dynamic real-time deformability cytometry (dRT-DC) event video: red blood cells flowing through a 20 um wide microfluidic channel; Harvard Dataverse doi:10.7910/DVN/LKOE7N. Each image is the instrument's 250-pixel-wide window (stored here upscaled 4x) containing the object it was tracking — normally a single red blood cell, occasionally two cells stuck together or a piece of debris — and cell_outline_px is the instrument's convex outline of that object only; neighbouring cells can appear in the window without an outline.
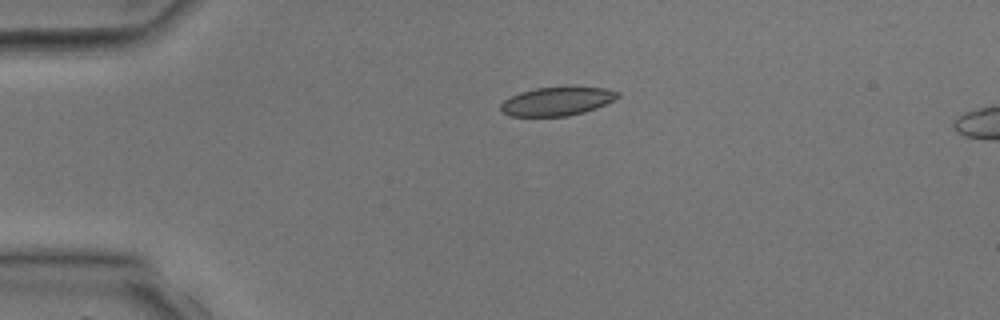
{"species": "common noctule bat (a hibernating species)", "species_latin": "Nyctalus noctula", "temperature_condition": "room temperature", "stored_images_in_passage": 4, "segment_of_instrument_passage": [2, 2], "camera_frame_rate_fps": 3000, "um_per_image_px": 0.085, "animal": {"sex": "male", "body_mass_g": 17.9, "forearm_length_mm": 54.2}, "frame": {"image": 1, "passage_image": 4, "time_ms": 4.333, "image_size_px": [1000, 320], "cell_outline_px": [[620, 96], [596, 108], [584, 112], [568, 116], [508, 116], [500, 108], [500, 104], [504, 100], [520, 92], [536, 88], [604, 88], [620, 92]], "centroid_in_image_um": [47.32, 8.63], "position_along_channel_um": 37.7, "area_um2": 19.07}}